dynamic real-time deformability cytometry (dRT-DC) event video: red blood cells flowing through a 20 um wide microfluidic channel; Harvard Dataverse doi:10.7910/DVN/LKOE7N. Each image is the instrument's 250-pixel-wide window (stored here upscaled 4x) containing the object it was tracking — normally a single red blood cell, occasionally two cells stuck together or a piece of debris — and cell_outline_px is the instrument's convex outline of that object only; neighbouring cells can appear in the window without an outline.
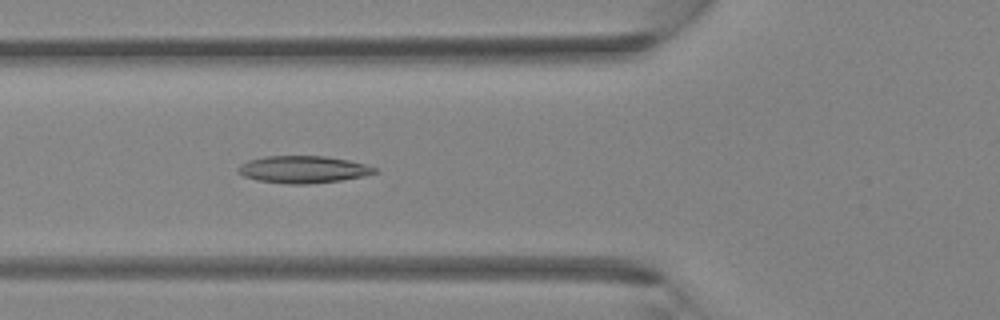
{"species": "Egyptian fruit bat (a non-hibernating species)", "species_latin": "Rousettus aegyptiacus", "temperature_condition": "room temperature", "stored_images_in_passage": 41, "camera_frame_rate_fps": 3000, "um_per_image_px": 0.085, "animal": {"sex": "female"}, "frame": {"image": 1, "passage_image": 15, "time_ms": 4.667, "image_size_px": [1000, 320], "cell_outline_px": [[380, 172], [364, 176], [340, 180], [308, 184], [288, 184], [256, 180], [244, 176], [236, 172], [236, 168], [240, 164], [248, 160], [264, 156], [324, 156], [348, 160], [364, 164], [376, 168]], "centroid_in_image_um": [25.73, 14.4], "position_along_channel_um": 100.1, "area_um2": 21.73}}
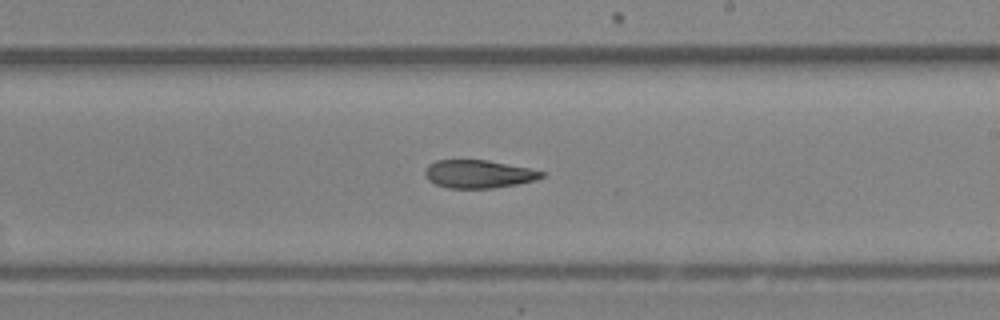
{"frame": {"image": 2, "passage_image": 24, "time_ms": 7.667, "image_size_px": [1000, 320], "cell_outline_px": [[544, 176], [536, 180], [516, 184], [492, 188], [448, 188], [436, 184], [428, 180], [424, 172], [424, 168], [428, 164], [436, 160], [488, 160], [528, 168], [544, 172]], "centroid_in_image_um": [40.64, 14.79], "position_along_channel_um": 248.4, "area_um2": 19.02}}
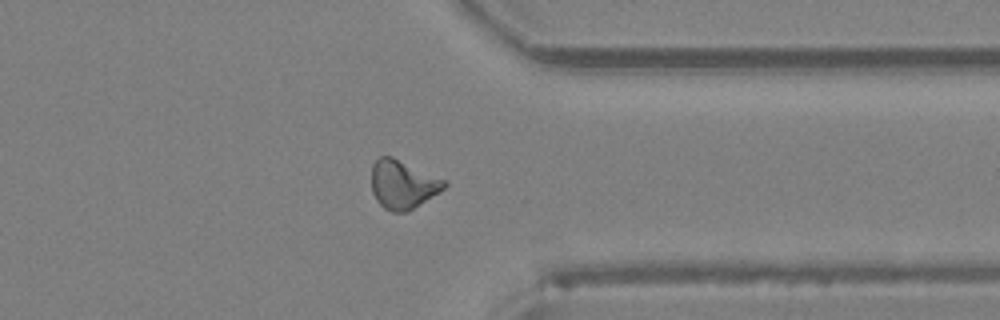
{"frame": {"image": 3, "passage_image": 32, "time_ms": 10.333, "image_size_px": [1000, 320], "cell_outline_px": [[448, 184], [444, 188], [408, 212], [392, 212], [384, 208], [376, 200], [372, 192], [372, 164], [380, 156], [392, 156], [448, 180]], "centroid_in_image_um": [34.24, 15.66], "position_along_channel_um": 377.2, "area_um2": 20.75}}